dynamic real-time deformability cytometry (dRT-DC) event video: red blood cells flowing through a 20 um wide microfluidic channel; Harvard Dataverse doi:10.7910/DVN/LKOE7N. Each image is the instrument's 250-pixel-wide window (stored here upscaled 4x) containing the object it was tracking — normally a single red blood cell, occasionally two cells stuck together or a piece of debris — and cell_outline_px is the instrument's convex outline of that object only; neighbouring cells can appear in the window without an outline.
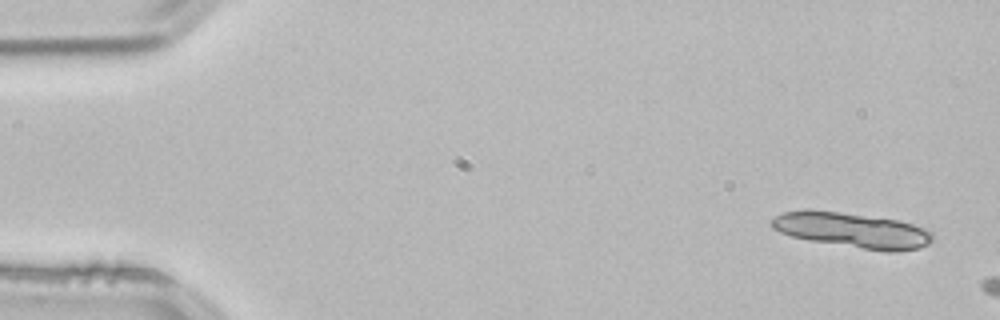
{"species": "common noctule bat (a hibernating species)", "species_latin": "Nyctalus noctula", "temperature_condition": "room temperature", "stored_images_in_passage": 3, "camera_frame_rate_fps": 3000, "um_per_image_px": 0.085, "animal": {"sex": "male", "body_mass_g": 21.5, "forearm_length_mm": 52.0}, "frame": {"image": 1, "passage_image": 1, "time_ms": 0.0, "image_size_px": [1000, 320], "cell_outline_px": [[932, 240], [928, 244], [920, 248], [896, 252], [884, 252], [808, 240], [792, 236], [780, 232], [772, 228], [768, 224], [768, 220], [784, 212], [804, 208], [808, 208], [840, 212], [900, 220], [928, 228], [932, 232]], "centroid_in_image_um": [72.42, 19.55], "position_along_channel_um": 12.6, "area_um2": 33.64}}